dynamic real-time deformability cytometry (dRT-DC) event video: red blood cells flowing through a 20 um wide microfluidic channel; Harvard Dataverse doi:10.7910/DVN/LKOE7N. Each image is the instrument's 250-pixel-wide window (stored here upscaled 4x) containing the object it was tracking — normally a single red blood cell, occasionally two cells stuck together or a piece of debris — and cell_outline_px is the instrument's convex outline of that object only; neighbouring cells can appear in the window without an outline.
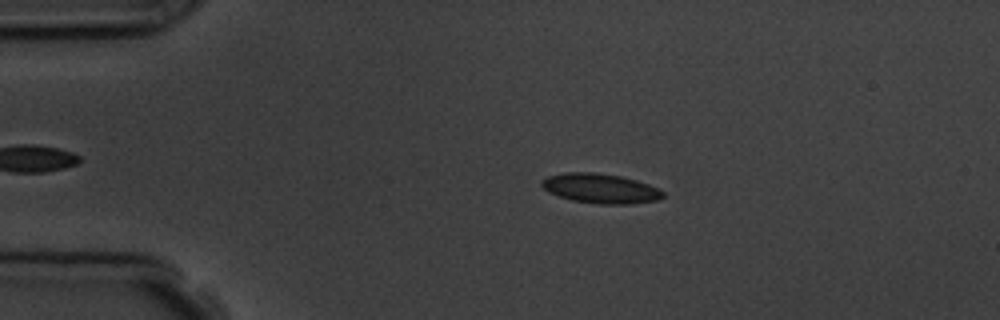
{"species": "common noctule bat (a hibernating species)", "species_latin": "Nyctalus noctula", "temperature_condition": "room temperature", "stored_images_in_passage": 5, "camera_frame_rate_fps": 3000, "um_per_image_px": 0.085, "animal": {"sex": "male", "body_mass_g": 19.5, "forearm_length_mm": 54.6}, "frame": {"image": 1, "passage_image": 3, "time_ms": 2.333, "image_size_px": [1000, 320], "cell_outline_px": [[664, 196], [656, 200], [628, 204], [600, 204], [572, 200], [548, 192], [540, 184], [540, 180], [548, 176], [564, 172], [592, 172], [620, 176], [636, 180], [660, 188], [664, 192]], "centroid_in_image_um": [51.03, 16.01], "position_along_channel_um": 34.0, "area_um2": 20.92}}
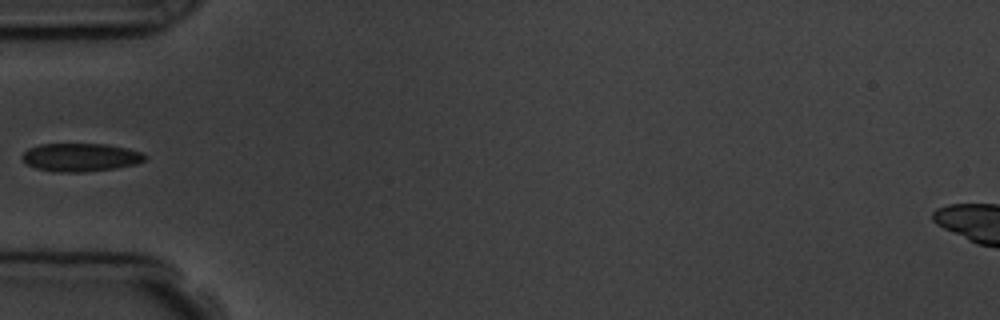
{"frame": {"image": 2, "passage_image": 5, "time_ms": 4.667, "image_size_px": [1000, 320], "cell_outline_px": [[148, 156], [144, 160], [136, 164], [116, 168], [84, 172], [56, 172], [36, 168], [28, 164], [20, 156], [28, 148], [40, 144], [108, 144], [128, 148], [140, 152]], "centroid_in_image_um": [6.86, 13.37], "position_along_channel_um": 78.1, "area_um2": 20.23}}